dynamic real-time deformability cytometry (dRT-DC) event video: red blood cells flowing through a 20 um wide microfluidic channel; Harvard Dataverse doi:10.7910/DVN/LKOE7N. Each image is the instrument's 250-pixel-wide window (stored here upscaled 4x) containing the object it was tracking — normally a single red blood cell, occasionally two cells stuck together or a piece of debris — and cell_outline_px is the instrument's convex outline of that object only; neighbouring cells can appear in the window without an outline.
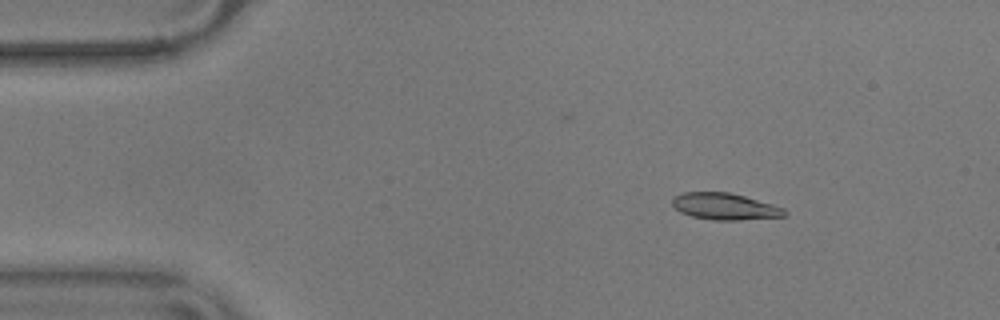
{"species": "common noctule bat (a hibernating species)", "species_latin": "Nyctalus noctula", "temperature_condition": "warm", "stored_images_in_passage": 56, "camera_frame_rate_fps": 3000, "um_per_image_px": 0.085, "animal": {"sex": "male", "body_mass_g": 17.9}, "frame": {"image": 1, "passage_image": 8, "time_ms": 2.333, "image_size_px": [1000, 320], "cell_outline_px": [[788, 212], [784, 216], [740, 220], [712, 220], [692, 216], [680, 212], [672, 204], [672, 200], [676, 196], [684, 192], [728, 192], [744, 196], [772, 204], [784, 208]], "centroid_in_image_um": [61.62, 17.55], "position_along_channel_um": 23.4, "area_um2": 17.28}}
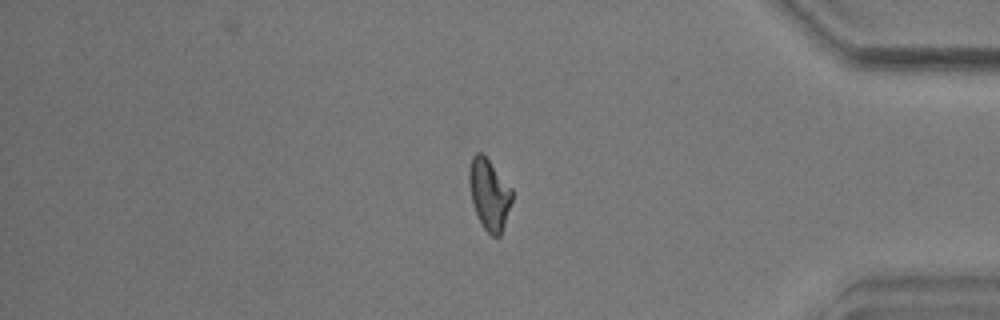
{"frame": {"image": 2, "passage_image": 47, "time_ms": 15.333, "image_size_px": [1000, 320], "cell_outline_px": [[512, 200], [500, 236], [492, 236], [484, 228], [472, 204], [468, 180], [468, 168], [472, 156], [476, 152], [480, 152], [488, 160], [512, 188]], "centroid_in_image_um": [41.56, 16.49], "position_along_channel_um": 393.6, "area_um2": 17.51}}
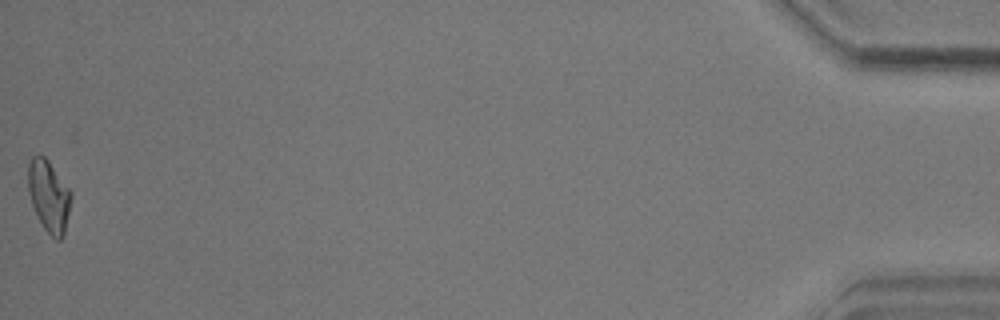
{"frame": {"image": 3, "passage_image": 56, "time_ms": 18.333, "image_size_px": [1000, 320], "cell_outline_px": [[72, 196], [64, 236], [60, 240], [56, 240], [44, 228], [32, 204], [28, 192], [28, 164], [32, 156], [44, 156], [48, 160], [72, 192]], "centroid_in_image_um": [4.16, 16.66], "position_along_channel_um": 431.0, "area_um2": 17.8}, "authors_computed_cell_mechanics": {"area_um2": 17.7446, "velocity_mm_per_s": 3.5987, "shape_relaxation_time_tau1_ms": 4.9311, "shape_relaxation_time_tau2_ms": 3.0572, "deformation_change_tau1": 0.1789, "deformation_change_tau2": 0.0837}}